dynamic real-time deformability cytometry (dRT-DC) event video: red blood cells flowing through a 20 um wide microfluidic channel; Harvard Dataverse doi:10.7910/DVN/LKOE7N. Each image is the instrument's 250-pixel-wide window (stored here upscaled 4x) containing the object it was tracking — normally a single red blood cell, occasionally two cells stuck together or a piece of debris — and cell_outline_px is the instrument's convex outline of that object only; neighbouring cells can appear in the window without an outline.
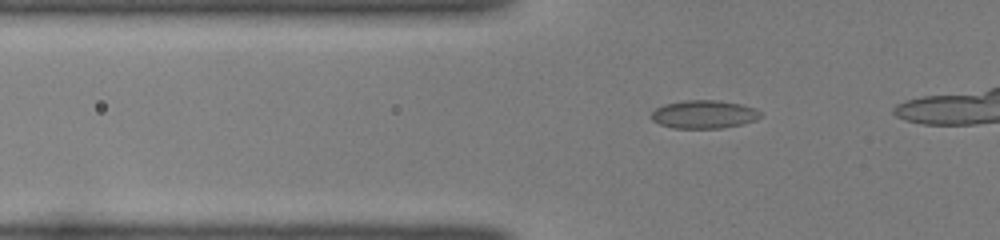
{"species": "common noctule bat (a hibernating species)", "species_latin": "Nyctalus noctula", "temperature_condition": "room temperature", "stored_images_in_passage": 17, "camera_frame_rate_fps": 3000, "um_per_image_px": 0.085, "animal": {"sex": "female", "body_mass_g": 22.0, "forearm_length_mm": 56.7}, "frame": {"image": 1, "passage_image": 10, "time_ms": 3.0, "image_size_px": [1000, 240], "cell_outline_px": [[760, 116], [756, 120], [740, 124], [720, 128], [672, 128], [660, 124], [652, 120], [652, 112], [656, 108], [664, 104], [684, 100], [716, 100], [740, 104], [756, 108], [760, 112]], "centroid_in_image_um": [59.82, 9.71], "position_along_channel_um": 66.0, "area_um2": 17.8}}
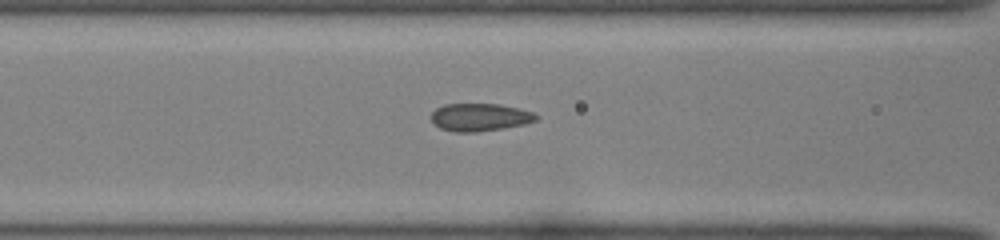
{"frame": {"image": 2, "passage_image": 15, "time_ms": 4.667, "image_size_px": [1000, 240], "cell_outline_px": [[540, 116], [536, 120], [524, 124], [504, 128], [476, 132], [452, 132], [440, 128], [432, 120], [432, 112], [436, 108], [444, 104], [500, 104], [532, 112]], "centroid_in_image_um": [40.78, 9.97], "position_along_channel_um": 125.8, "area_um2": 16.88}}